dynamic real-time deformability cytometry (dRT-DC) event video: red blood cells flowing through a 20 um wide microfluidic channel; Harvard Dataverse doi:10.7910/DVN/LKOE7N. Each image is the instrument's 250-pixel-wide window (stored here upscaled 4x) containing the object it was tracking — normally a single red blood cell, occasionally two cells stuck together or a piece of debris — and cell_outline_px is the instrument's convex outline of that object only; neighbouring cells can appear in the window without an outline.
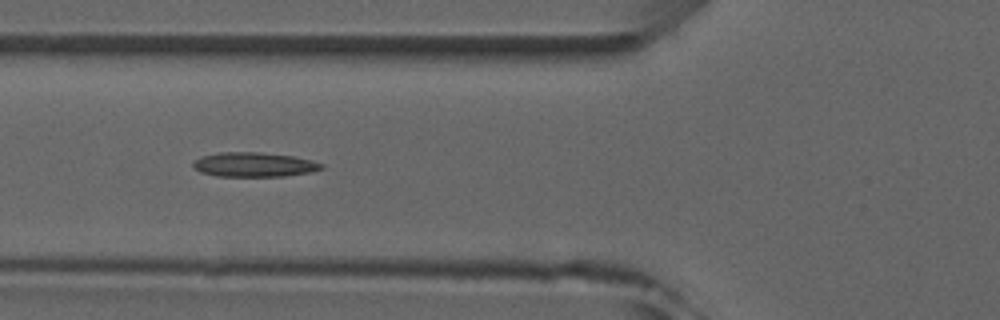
{"species": "common noctule bat (a hibernating species)", "species_latin": "Nyctalus noctula", "temperature_condition": "room temperature", "stored_images_in_passage": 7, "camera_frame_rate_fps": 3000, "um_per_image_px": 0.085, "animal": {"sex": "male", "forearm_length_mm": 52.5}, "frame": {"image": 1, "passage_image": 4, "time_ms": 3.667, "image_size_px": [1000, 320], "cell_outline_px": [[324, 168], [312, 172], [284, 176], [216, 176], [200, 172], [192, 168], [192, 160], [204, 156], [220, 152], [260, 152], [292, 156], [312, 160], [324, 164]], "centroid_in_image_um": [21.58, 13.99], "position_along_channel_um": 104.2, "area_um2": 18.44}}
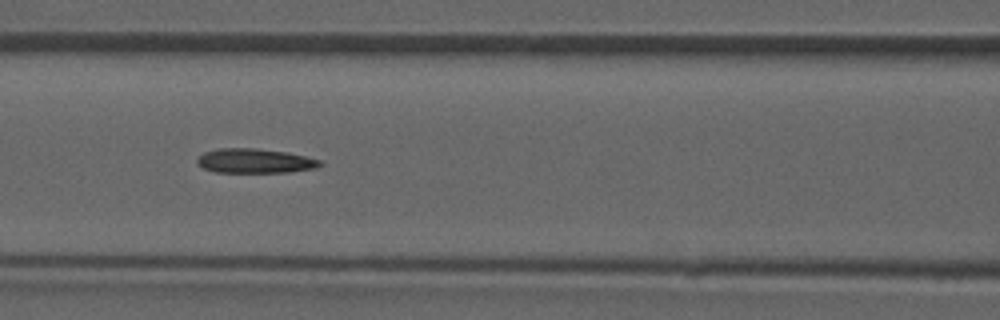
{"frame": {"image": 2, "passage_image": 5, "time_ms": 4.667, "image_size_px": [1000, 320], "cell_outline_px": [[324, 164], [316, 168], [288, 172], [216, 172], [204, 168], [196, 164], [196, 160], [204, 152], [220, 148], [256, 148], [288, 152], [320, 160]], "centroid_in_image_um": [21.67, 13.67], "position_along_channel_um": 144.9, "area_um2": 17.51}}